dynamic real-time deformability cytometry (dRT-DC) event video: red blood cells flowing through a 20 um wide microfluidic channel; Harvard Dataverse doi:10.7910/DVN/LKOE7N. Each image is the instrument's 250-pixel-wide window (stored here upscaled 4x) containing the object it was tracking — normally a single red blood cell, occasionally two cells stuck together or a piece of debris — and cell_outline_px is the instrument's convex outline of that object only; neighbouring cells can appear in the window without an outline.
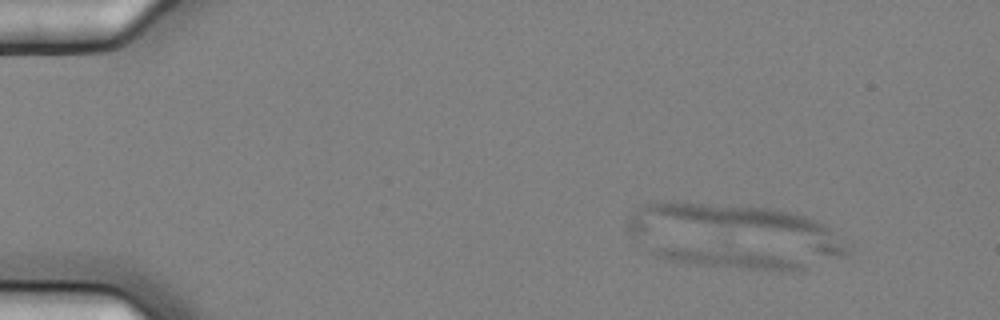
{"species": "common noctule bat (a hibernating species)", "species_latin": "Nyctalus noctula", "temperature_condition": "cold", "stored_images_in_passage": 5, "camera_frame_rate_fps": 3000, "um_per_image_px": 0.085, "animal": {"sex": "female", "body_mass_g": 25.1}, "frame": {"image": 1, "passage_image": 2, "time_ms": 0.333, "image_size_px": [1000, 320], "cell_outline_px": [[804, 268], [800, 272], [780, 272], [696, 264], [672, 260], [656, 256], [648, 252], [652, 248], [724, 240], [792, 260], [800, 264]], "centroid_in_image_um": [61.79, 21.81], "position_along_channel_um": 23.2, "area_um2": 19.88}}